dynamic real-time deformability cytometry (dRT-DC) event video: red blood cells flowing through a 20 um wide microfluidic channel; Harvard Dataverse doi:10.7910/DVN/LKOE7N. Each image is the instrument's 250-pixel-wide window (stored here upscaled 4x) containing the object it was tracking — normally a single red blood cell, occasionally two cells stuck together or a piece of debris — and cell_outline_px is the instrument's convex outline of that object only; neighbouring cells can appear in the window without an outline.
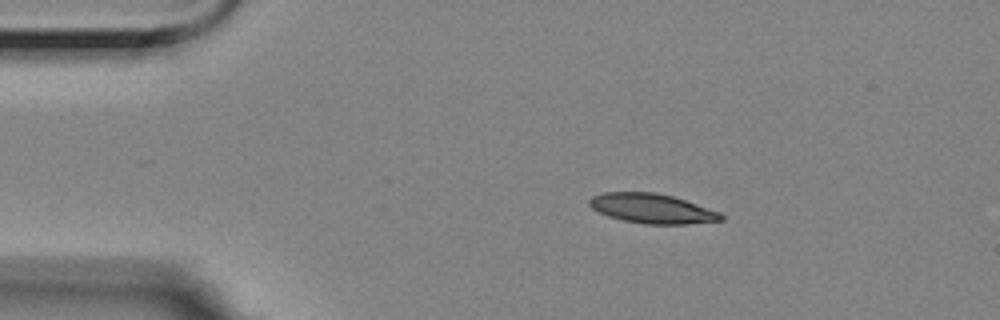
{"species": "Egyptian fruit bat (a non-hibernating species)", "species_latin": "Rousettus aegyptiacus", "temperature_condition": "room temperature", "stored_images_in_passage": 3, "camera_frame_rate_fps": 3000, "um_per_image_px": 0.085, "animal": {"sex": "female"}, "frame": {"image": 1, "passage_image": 1, "time_ms": 0.0, "image_size_px": [1000, 320], "cell_outline_px": [[724, 220], [688, 224], [644, 224], [624, 220], [608, 216], [592, 208], [588, 204], [588, 200], [592, 196], [604, 192], [656, 192], [672, 196], [720, 212], [724, 216]], "centroid_in_image_um": [55.42, 17.72], "position_along_channel_um": 29.6, "area_um2": 22.66}}